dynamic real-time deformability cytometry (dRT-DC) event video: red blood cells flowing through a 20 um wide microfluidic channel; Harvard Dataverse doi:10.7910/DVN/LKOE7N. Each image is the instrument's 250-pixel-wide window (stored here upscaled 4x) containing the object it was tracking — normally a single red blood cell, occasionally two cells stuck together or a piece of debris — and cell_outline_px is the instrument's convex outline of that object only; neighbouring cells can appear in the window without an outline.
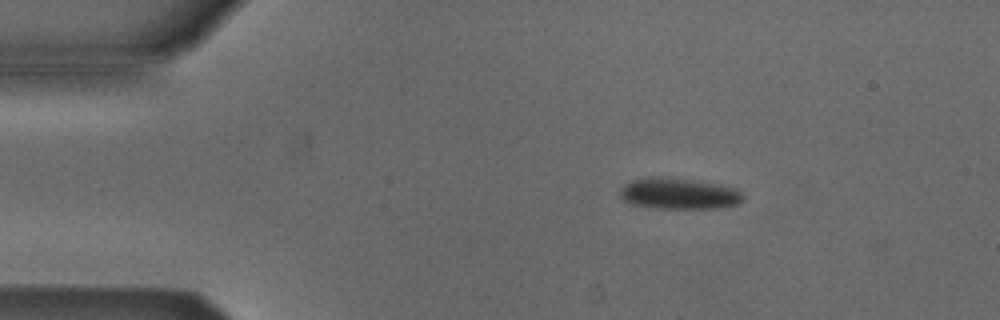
{"species": "Egyptian fruit bat (a non-hibernating species)", "species_latin": "Rousettus aegyptiacus", "temperature_condition": "cold", "stored_images_in_passage": 8, "camera_frame_rate_fps": 3000, "um_per_image_px": 0.085, "animal": {"sex": "male"}, "frame": {"image": 1, "passage_image": 2, "time_ms": 0.333, "image_size_px": [1000, 320], "cell_outline_px": [[744, 196], [736, 204], [716, 208], [660, 208], [632, 204], [624, 200], [620, 196], [620, 188], [624, 184], [632, 180], [644, 176], [660, 176], [696, 180], [720, 184], [736, 188]], "centroid_in_image_um": [57.66, 16.43], "position_along_channel_um": 27.3, "area_um2": 22.43}}
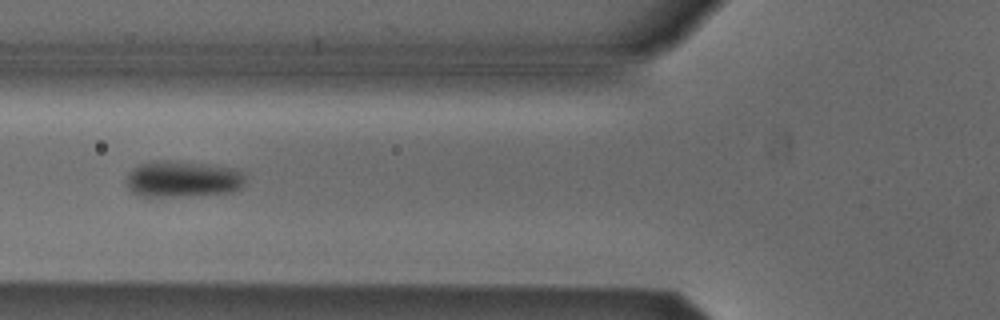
{"frame": {"image": 2, "passage_image": 5, "time_ms": 1.333, "image_size_px": [1000, 320], "cell_outline_px": [[244, 184], [240, 188], [232, 192], [180, 196], [140, 196], [132, 192], [128, 188], [128, 172], [132, 168], [140, 164], [152, 160], [168, 160], [208, 164], [232, 168], [244, 172]], "centroid_in_image_um": [15.52, 15.2], "position_along_channel_um": 110.3, "area_um2": 25.2}}
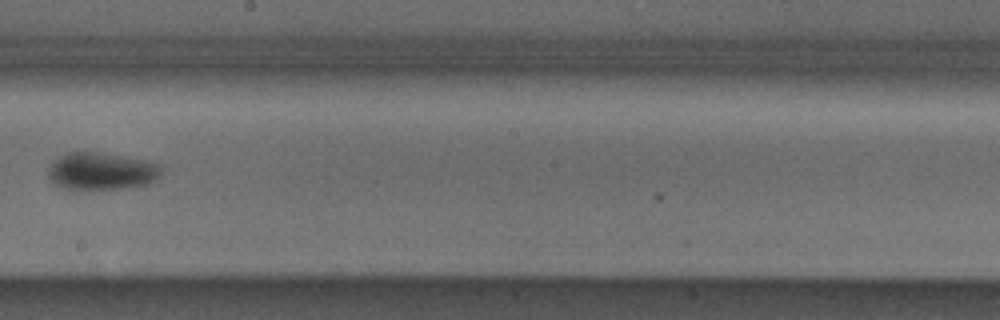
{"frame": {"image": 3, "passage_image": 8, "time_ms": 2.333, "image_size_px": [1000, 320], "cell_outline_px": [[160, 176], [156, 180], [148, 184], [128, 188], [64, 188], [48, 180], [48, 168], [52, 160], [68, 152], [100, 152], [124, 156], [144, 160], [160, 164]], "centroid_in_image_um": [8.61, 14.53], "position_along_channel_um": 239.6, "area_um2": 24.57}}